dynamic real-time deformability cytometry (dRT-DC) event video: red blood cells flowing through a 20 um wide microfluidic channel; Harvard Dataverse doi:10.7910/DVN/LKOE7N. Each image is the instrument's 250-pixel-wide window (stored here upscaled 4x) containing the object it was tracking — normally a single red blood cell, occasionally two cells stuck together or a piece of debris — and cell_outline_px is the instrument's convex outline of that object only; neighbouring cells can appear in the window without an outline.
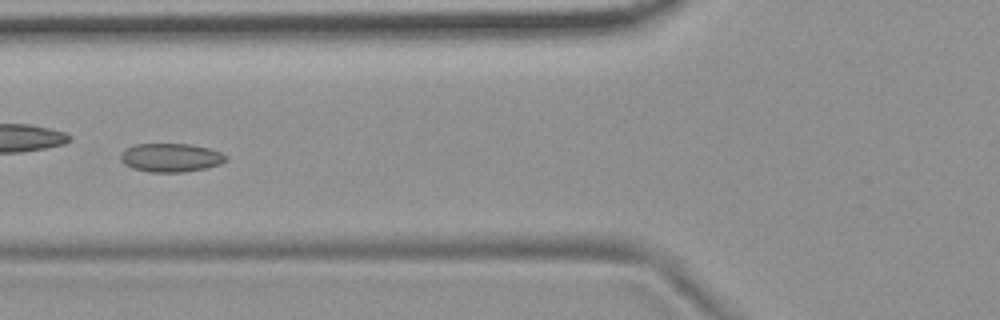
{"species": "common noctule bat (a hibernating species)", "species_latin": "Nyctalus noctula", "temperature_condition": "room temperature", "stored_images_in_passage": 7, "camera_frame_rate_fps": 3000, "um_per_image_px": 0.085, "animal": {"sex": "female", "body_mass_g": 19.9}, "frame": {"image": 1, "passage_image": 6, "time_ms": 5.667, "image_size_px": [1000, 320], "cell_outline_px": [[228, 160], [220, 164], [208, 168], [184, 172], [148, 172], [132, 168], [124, 164], [120, 160], [120, 152], [136, 144], [192, 144], [208, 148], [220, 152], [228, 156]], "centroid_in_image_um": [14.53, 13.4], "position_along_channel_um": 111.3, "area_um2": 17.74}}
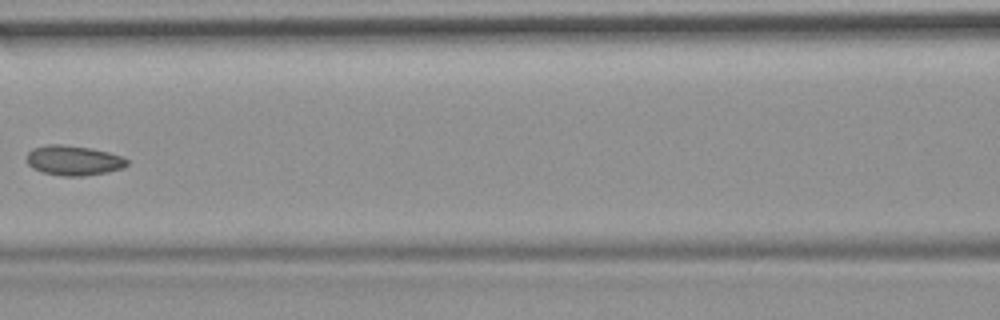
{"frame": {"image": 2, "passage_image": 7, "time_ms": 7.0, "image_size_px": [1000, 320], "cell_outline_px": [[128, 164], [124, 168], [108, 172], [80, 176], [64, 176], [44, 172], [32, 168], [28, 164], [28, 152], [32, 148], [48, 144], [60, 144], [92, 148], [108, 152], [120, 156], [128, 160]], "centroid_in_image_um": [6.26, 13.63], "position_along_channel_um": 160.3, "area_um2": 17.4}}